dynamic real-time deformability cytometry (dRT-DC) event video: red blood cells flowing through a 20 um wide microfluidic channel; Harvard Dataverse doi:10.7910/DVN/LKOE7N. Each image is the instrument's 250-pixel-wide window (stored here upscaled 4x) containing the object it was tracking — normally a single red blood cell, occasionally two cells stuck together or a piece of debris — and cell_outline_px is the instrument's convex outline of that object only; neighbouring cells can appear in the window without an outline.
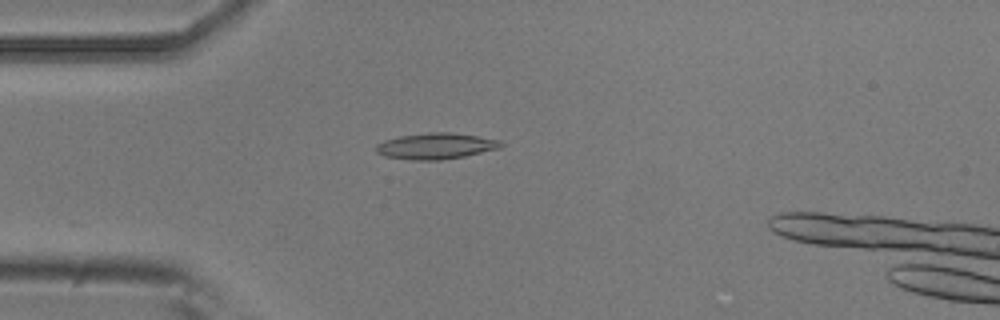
{"species": "common noctule bat (a hibernating species)", "species_latin": "Nyctalus noctula", "temperature_condition": "room temperature", "stored_images_in_passage": 4, "camera_frame_rate_fps": 3000, "um_per_image_px": 0.085, "animal": {"sex": "male", "body_mass_g": 20.5, "forearm_length_mm": 52.5}, "frame": {"image": 1, "passage_image": 4, "time_ms": 1.0, "image_size_px": [1000, 320], "cell_outline_px": [[504, 144], [500, 148], [464, 156], [440, 160], [412, 160], [384, 156], [376, 152], [376, 144], [384, 140], [400, 136], [428, 132], [448, 132], [476, 136], [500, 140]], "centroid_in_image_um": [37.02, 12.41], "position_along_channel_um": 48.0, "area_um2": 18.9}}